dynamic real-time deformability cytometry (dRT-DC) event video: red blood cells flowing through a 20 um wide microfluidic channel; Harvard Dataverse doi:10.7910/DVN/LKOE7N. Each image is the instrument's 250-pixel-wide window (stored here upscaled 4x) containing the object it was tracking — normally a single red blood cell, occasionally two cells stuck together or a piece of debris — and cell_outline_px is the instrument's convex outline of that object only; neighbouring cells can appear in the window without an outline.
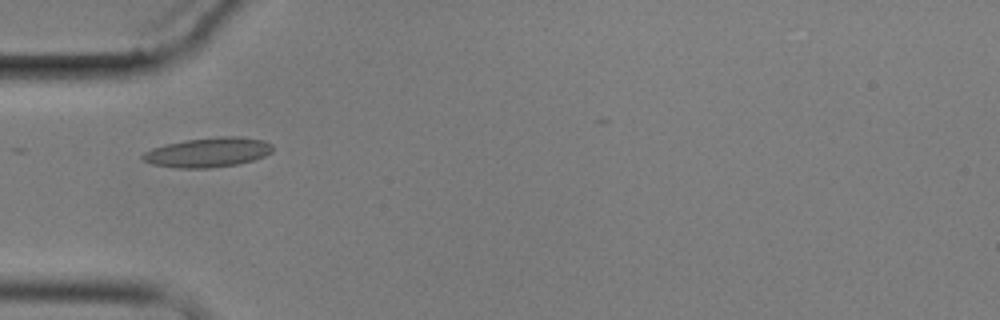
{"species": "common noctule bat (a hibernating species)", "species_latin": "Nyctalus noctula", "temperature_condition": "cold", "stored_images_in_passage": 2, "camera_frame_rate_fps": 3000, "um_per_image_px": 0.085, "animal": {"sex": "male", "body_mass_g": 17.9}, "frame": {"image": 1, "passage_image": 1, "time_ms": 0.0, "image_size_px": [1000, 320], "cell_outline_px": [[272, 152], [264, 156], [252, 160], [236, 164], [208, 168], [176, 168], [152, 164], [144, 160], [140, 156], [144, 152], [152, 148], [164, 144], [184, 140], [220, 136], [240, 136], [264, 140], [272, 144]], "centroid_in_image_um": [17.66, 12.94], "position_along_channel_um": 67.3, "area_um2": 22.48}}